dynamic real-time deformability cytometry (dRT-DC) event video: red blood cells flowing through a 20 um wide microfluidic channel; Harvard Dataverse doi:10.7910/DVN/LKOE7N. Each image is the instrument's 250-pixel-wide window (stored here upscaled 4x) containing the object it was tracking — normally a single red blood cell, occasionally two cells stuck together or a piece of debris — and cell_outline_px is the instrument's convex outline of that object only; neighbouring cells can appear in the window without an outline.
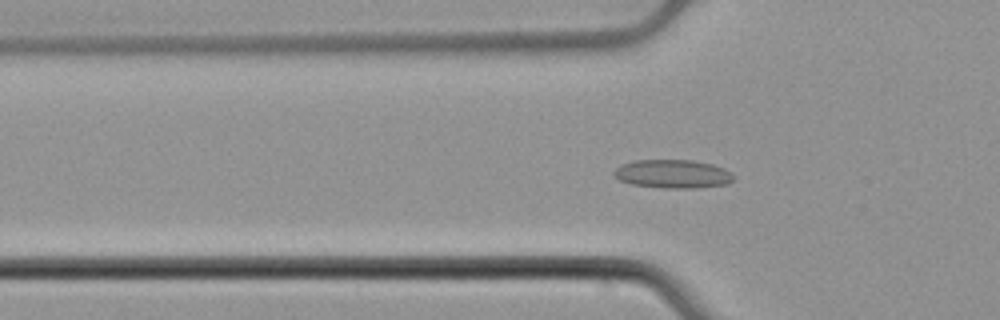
{"species": "common noctule bat (a hibernating species)", "species_latin": "Nyctalus noctula", "temperature_condition": "cold", "stored_images_in_passage": 55, "camera_frame_rate_fps": 3000, "um_per_image_px": 0.085, "animal": {"sex": "male", "body_mass_g": 21.5, "forearm_length_mm": 52.0}, "frame": {"image": 1, "passage_image": 19, "time_ms": 6.0, "image_size_px": [1000, 320], "cell_outline_px": [[736, 176], [728, 184], [696, 188], [664, 188], [632, 184], [620, 180], [612, 172], [620, 164], [636, 160], [692, 160], [712, 164], [724, 168]], "centroid_in_image_um": [57.21, 14.78], "position_along_channel_um": 68.6, "area_um2": 19.94}}
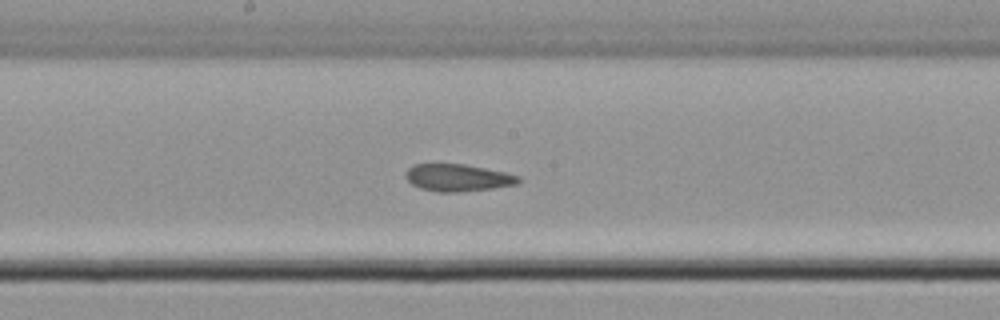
{"frame": {"image": 2, "passage_image": 30, "time_ms": 9.667, "image_size_px": [1000, 320], "cell_outline_px": [[520, 184], [492, 188], [456, 192], [436, 192], [420, 188], [412, 184], [404, 176], [408, 168], [412, 164], [464, 164], [504, 172], [520, 176]], "centroid_in_image_um": [38.9, 15.1], "position_along_channel_um": 209.3, "area_um2": 17.86}}
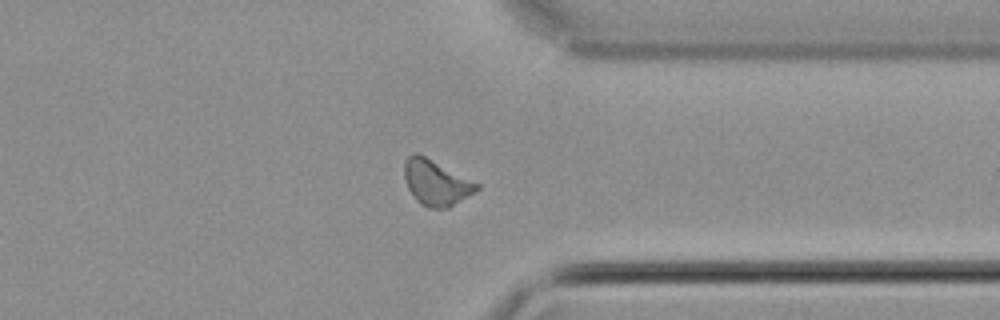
{"frame": {"image": 3, "passage_image": 43, "time_ms": 14.0, "image_size_px": [1000, 320], "cell_outline_px": [[480, 188], [476, 192], [448, 208], [428, 208], [420, 204], [416, 200], [408, 188], [404, 176], [404, 164], [408, 156], [416, 152], [480, 184]], "centroid_in_image_um": [37.07, 15.55], "position_along_channel_um": 374.3, "area_um2": 19.02}, "authors_computed_cell_mechanics": {"area_um2": 18.6116, "velocity_mm_per_s": 3.8714, "shape_relaxation_time_tau1_ms": null, "shape_relaxation_time_tau2_ms": 1.5985, "deformation_change_tau1": null, "deformation_change_tau2": 0.0776}}